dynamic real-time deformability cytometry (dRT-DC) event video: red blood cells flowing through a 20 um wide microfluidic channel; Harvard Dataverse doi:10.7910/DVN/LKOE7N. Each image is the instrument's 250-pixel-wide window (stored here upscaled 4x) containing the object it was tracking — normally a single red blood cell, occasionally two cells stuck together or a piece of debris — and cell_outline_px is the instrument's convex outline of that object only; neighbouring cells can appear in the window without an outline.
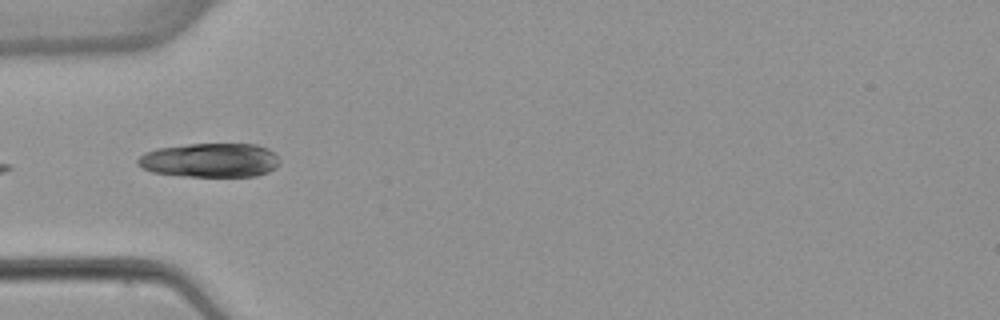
{"species": "common noctule bat (a hibernating species)", "species_latin": "Nyctalus noctula", "temperature_condition": "warm", "stored_images_in_passage": 4, "camera_frame_rate_fps": 3000, "um_per_image_px": 0.085, "animal": {"sex": "female", "body_mass_g": 22.7, "forearm_length_mm": 54.2}, "frame": {"image": 1, "passage_image": 4, "time_ms": 4.667, "image_size_px": [1000, 320], "cell_outline_px": [[280, 164], [276, 168], [268, 172], [256, 176], [184, 176], [152, 172], [136, 164], [136, 160], [144, 152], [156, 148], [188, 144], [256, 144], [268, 148], [280, 160]], "centroid_in_image_um": [17.85, 13.61], "position_along_channel_um": 67.1, "area_um2": 28.38}}